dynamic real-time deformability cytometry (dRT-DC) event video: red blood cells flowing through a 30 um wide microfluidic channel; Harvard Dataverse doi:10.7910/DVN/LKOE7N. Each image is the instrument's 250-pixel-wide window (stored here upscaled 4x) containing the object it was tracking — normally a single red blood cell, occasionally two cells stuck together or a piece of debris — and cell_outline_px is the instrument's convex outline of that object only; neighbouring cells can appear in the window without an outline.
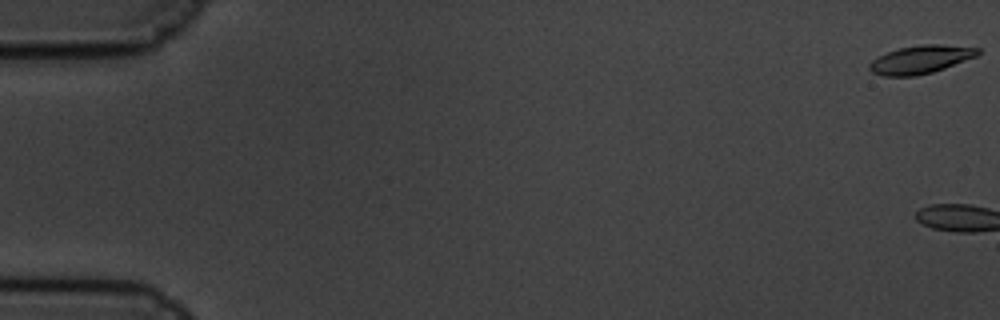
{"species": "common noctule bat (a hibernating species)", "species_latin": "Nyctalus noctula", "temperature_condition": "cold", "stored_images_in_passage": 3, "camera_frame_rate_fps": 3000, "um_per_image_px": 0.085, "animal": {"sex": "male", "body_mass_g": 19.5, "forearm_length_mm": 54.6}, "frame": {"image": 1, "passage_image": 1, "time_ms": 0.0, "image_size_px": [1000, 320], "cell_outline_px": [[980, 52], [976, 56], [944, 68], [932, 72], [916, 76], [884, 76], [872, 72], [868, 68], [868, 64], [872, 60], [888, 52], [900, 48], [924, 44], [940, 44], [980, 48]], "centroid_in_image_um": [78.24, 5.06], "position_along_channel_um": 6.8, "area_um2": 17.57}}